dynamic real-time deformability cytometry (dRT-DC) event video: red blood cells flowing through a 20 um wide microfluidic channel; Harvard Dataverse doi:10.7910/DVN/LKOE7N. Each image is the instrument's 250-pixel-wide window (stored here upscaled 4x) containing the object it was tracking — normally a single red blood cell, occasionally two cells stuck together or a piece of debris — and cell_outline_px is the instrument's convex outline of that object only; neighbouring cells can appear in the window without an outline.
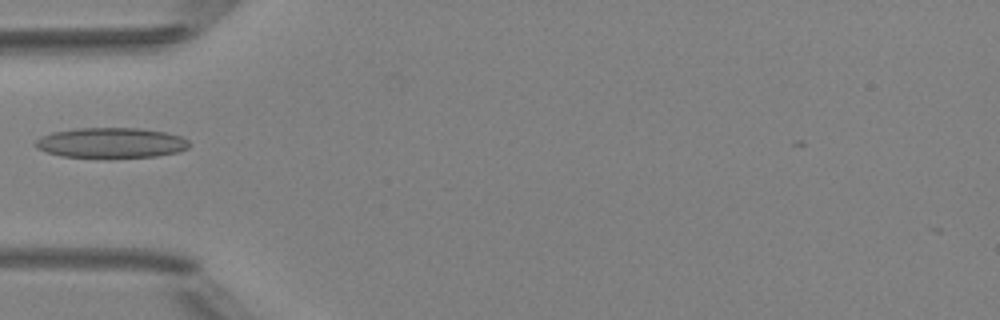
{"species": "Egyptian fruit bat (a non-hibernating species)", "species_latin": "Rousettus aegyptiacus", "temperature_condition": "room temperature", "stored_images_in_passage": 2, "camera_frame_rate_fps": 3000, "um_per_image_px": 0.085, "animal": {"sex": "female"}, "frame": {"image": 1, "passage_image": 1, "time_ms": 0.0, "image_size_px": [1000, 320], "cell_outline_px": [[188, 148], [180, 152], [156, 156], [60, 156], [36, 148], [36, 140], [40, 136], [52, 132], [76, 128], [140, 128], [164, 132], [180, 136], [188, 140]], "centroid_in_image_um": [9.44, 12.11], "position_along_channel_um": 75.6, "area_um2": 26.59}}
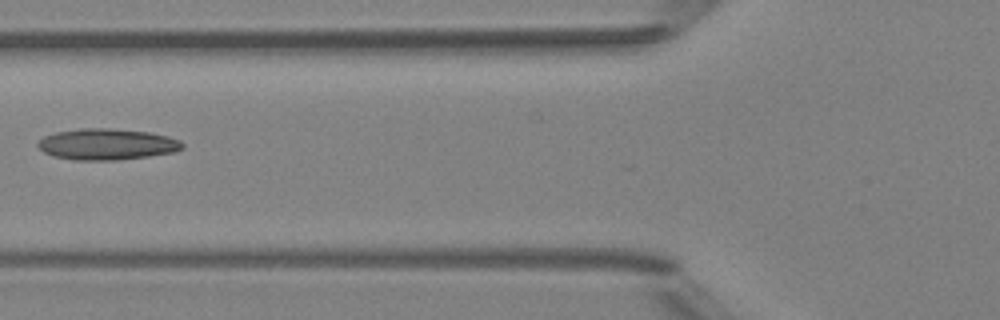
{"frame": {"image": 2, "passage_image": 2, "time_ms": 1.0, "image_size_px": [1000, 320], "cell_outline_px": [[184, 148], [176, 152], [148, 156], [116, 160], [76, 160], [52, 156], [44, 152], [36, 144], [44, 136], [56, 132], [80, 128], [108, 128], [148, 132], [168, 136], [180, 140], [184, 144]], "centroid_in_image_um": [9.1, 12.26], "position_along_channel_um": 116.7, "area_um2": 26.3}}